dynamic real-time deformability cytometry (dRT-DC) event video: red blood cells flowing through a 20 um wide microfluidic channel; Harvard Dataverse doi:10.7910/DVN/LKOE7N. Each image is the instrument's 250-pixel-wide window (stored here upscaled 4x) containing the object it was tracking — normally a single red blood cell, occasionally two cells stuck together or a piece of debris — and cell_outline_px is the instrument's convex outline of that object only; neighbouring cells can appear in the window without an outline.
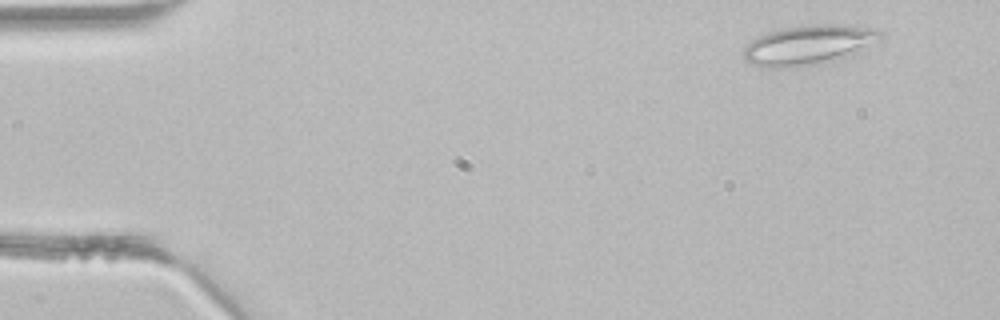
{"species": "common noctule bat (a hibernating species)", "species_latin": "Nyctalus noctula", "temperature_condition": "room temperature", "stored_images_in_passage": 2, "camera_frame_rate_fps": 3000, "um_per_image_px": 0.085, "animal": {"sex": "male", "body_mass_g": 21.5, "forearm_length_mm": 52.0}, "frame": {"image": 1, "passage_image": 1, "time_ms": 0.0, "image_size_px": [1000, 320], "cell_outline_px": [[884, 36], [880, 40], [820, 60], [800, 64], [748, 64], [744, 60], [744, 48], [752, 40], [768, 32], [784, 28], [820, 24], [836, 24], [876, 28]], "centroid_in_image_um": [68.66, 3.7], "position_along_channel_um": 16.3, "area_um2": 28.5}}